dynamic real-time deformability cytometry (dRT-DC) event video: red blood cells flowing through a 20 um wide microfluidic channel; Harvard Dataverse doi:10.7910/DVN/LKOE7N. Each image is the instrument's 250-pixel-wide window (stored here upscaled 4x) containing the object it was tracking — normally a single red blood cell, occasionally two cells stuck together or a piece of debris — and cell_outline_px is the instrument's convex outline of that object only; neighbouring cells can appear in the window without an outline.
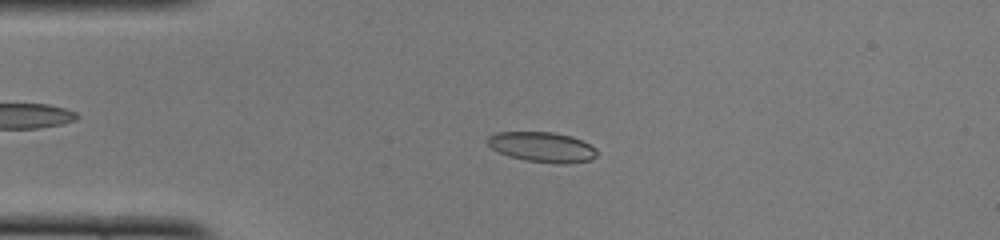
{"species": "common noctule bat (a hibernating species)", "species_latin": "Nyctalus noctula", "temperature_condition": "cold", "stored_images_in_passage": 49, "camera_frame_rate_fps": 3000, "um_per_image_px": 0.085, "animal": {"sex": "female", "body_mass_g": 22.0, "forearm_length_mm": 56.7}, "frame": {"image": 1, "passage_image": 11, "time_ms": 3.333, "image_size_px": [1000, 240], "cell_outline_px": [[596, 156], [592, 160], [568, 164], [560, 164], [524, 160], [508, 156], [492, 148], [488, 144], [488, 136], [496, 132], [552, 132], [572, 136], [596, 148]], "centroid_in_image_um": [46.1, 12.5], "position_along_channel_um": 38.9, "area_um2": 19.19}}
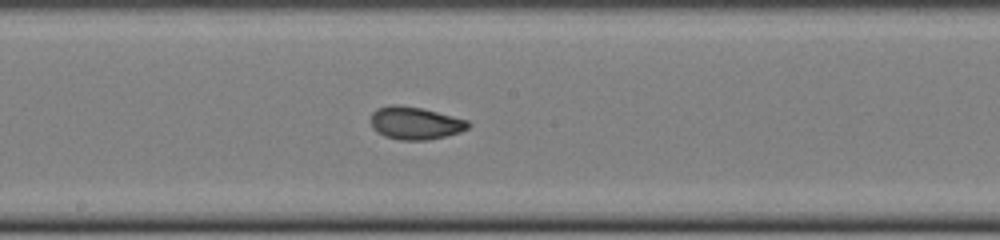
{"frame": {"image": 2, "passage_image": 26, "time_ms": 8.333, "image_size_px": [1000, 240], "cell_outline_px": [[472, 124], [468, 128], [460, 132], [428, 140], [400, 140], [384, 136], [372, 128], [372, 112], [376, 108], [388, 104], [400, 104], [420, 108], [468, 120]], "centroid_in_image_um": [35.27, 10.45], "position_along_channel_um": 212.9, "area_um2": 18.55}}
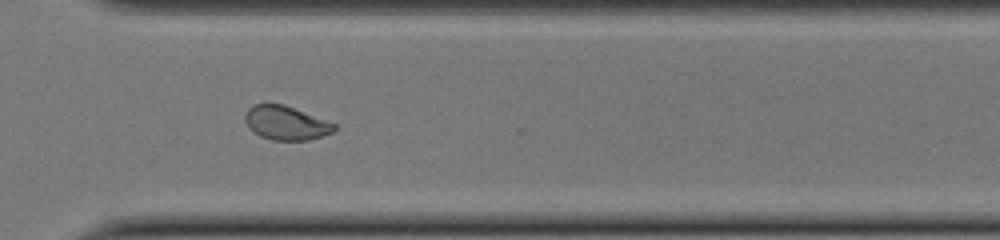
{"frame": {"image": 3, "passage_image": 36, "time_ms": 11.667, "image_size_px": [1000, 240], "cell_outline_px": [[336, 128], [332, 132], [308, 140], [272, 140], [260, 136], [248, 128], [244, 120], [244, 116], [248, 108], [252, 104], [284, 104], [336, 124]], "centroid_in_image_um": [24.26, 10.44], "position_along_channel_um": 346.3, "area_um2": 17.57}, "authors_computed_cell_mechanics": {"area_um2": 18.5538, "velocity_mm_per_s": 3.9921, "shape_relaxation_time_tau1_ms": 5.6221, "shape_relaxation_time_tau2_ms": 1.1627, "deformation_change_tau1": 0.1609, "deformation_change_tau2": 0.0509}}